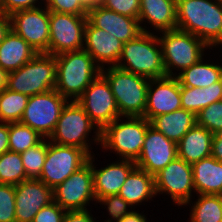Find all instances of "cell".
<instances>
[{"label":"cell","mask_w":222,"mask_h":222,"mask_svg":"<svg viewBox=\"0 0 222 222\" xmlns=\"http://www.w3.org/2000/svg\"><path fill=\"white\" fill-rule=\"evenodd\" d=\"M177 29L200 38L209 49L222 45V0H176Z\"/></svg>","instance_id":"6da1fadb"},{"label":"cell","mask_w":222,"mask_h":222,"mask_svg":"<svg viewBox=\"0 0 222 222\" xmlns=\"http://www.w3.org/2000/svg\"><path fill=\"white\" fill-rule=\"evenodd\" d=\"M55 61V90L70 101H77L101 73V68L84 49L58 54Z\"/></svg>","instance_id":"7a4b0ae2"},{"label":"cell","mask_w":222,"mask_h":222,"mask_svg":"<svg viewBox=\"0 0 222 222\" xmlns=\"http://www.w3.org/2000/svg\"><path fill=\"white\" fill-rule=\"evenodd\" d=\"M116 67L149 80L166 77L158 36L152 32H142L136 38L123 43Z\"/></svg>","instance_id":"3957f363"},{"label":"cell","mask_w":222,"mask_h":222,"mask_svg":"<svg viewBox=\"0 0 222 222\" xmlns=\"http://www.w3.org/2000/svg\"><path fill=\"white\" fill-rule=\"evenodd\" d=\"M121 117H143L147 103L149 79L116 66L102 68Z\"/></svg>","instance_id":"277c9868"},{"label":"cell","mask_w":222,"mask_h":222,"mask_svg":"<svg viewBox=\"0 0 222 222\" xmlns=\"http://www.w3.org/2000/svg\"><path fill=\"white\" fill-rule=\"evenodd\" d=\"M117 118L100 131L101 146L110 151L114 150L119 159L136 161L141 154L145 135L150 125L145 117H124L126 122Z\"/></svg>","instance_id":"5b68a950"},{"label":"cell","mask_w":222,"mask_h":222,"mask_svg":"<svg viewBox=\"0 0 222 222\" xmlns=\"http://www.w3.org/2000/svg\"><path fill=\"white\" fill-rule=\"evenodd\" d=\"M55 84V56L46 53H37L18 70L7 74V88L28 96L55 89Z\"/></svg>","instance_id":"8992f818"},{"label":"cell","mask_w":222,"mask_h":222,"mask_svg":"<svg viewBox=\"0 0 222 222\" xmlns=\"http://www.w3.org/2000/svg\"><path fill=\"white\" fill-rule=\"evenodd\" d=\"M94 129L96 131L93 140L100 144V130L90 120L83 107L77 101H68L62 109L54 132L47 140L58 145L80 148L91 156V144L87 143V138Z\"/></svg>","instance_id":"52a82bcc"},{"label":"cell","mask_w":222,"mask_h":222,"mask_svg":"<svg viewBox=\"0 0 222 222\" xmlns=\"http://www.w3.org/2000/svg\"><path fill=\"white\" fill-rule=\"evenodd\" d=\"M163 63L167 76H175L172 71H182L196 64L209 48L200 38L179 29L160 32ZM173 69V70H172Z\"/></svg>","instance_id":"ba28073f"},{"label":"cell","mask_w":222,"mask_h":222,"mask_svg":"<svg viewBox=\"0 0 222 222\" xmlns=\"http://www.w3.org/2000/svg\"><path fill=\"white\" fill-rule=\"evenodd\" d=\"M68 101L55 89L29 96L20 122L35 130L42 138L49 139Z\"/></svg>","instance_id":"9c48e42d"},{"label":"cell","mask_w":222,"mask_h":222,"mask_svg":"<svg viewBox=\"0 0 222 222\" xmlns=\"http://www.w3.org/2000/svg\"><path fill=\"white\" fill-rule=\"evenodd\" d=\"M87 15L49 11L50 41L47 54L81 50L84 47Z\"/></svg>","instance_id":"30bf717a"},{"label":"cell","mask_w":222,"mask_h":222,"mask_svg":"<svg viewBox=\"0 0 222 222\" xmlns=\"http://www.w3.org/2000/svg\"><path fill=\"white\" fill-rule=\"evenodd\" d=\"M89 157L80 148L58 145L48 140L45 162L38 179L53 189L84 166Z\"/></svg>","instance_id":"8fae6325"},{"label":"cell","mask_w":222,"mask_h":222,"mask_svg":"<svg viewBox=\"0 0 222 222\" xmlns=\"http://www.w3.org/2000/svg\"><path fill=\"white\" fill-rule=\"evenodd\" d=\"M53 200L66 211L87 210L94 193L91 156L88 162L53 188Z\"/></svg>","instance_id":"7c38bea8"},{"label":"cell","mask_w":222,"mask_h":222,"mask_svg":"<svg viewBox=\"0 0 222 222\" xmlns=\"http://www.w3.org/2000/svg\"><path fill=\"white\" fill-rule=\"evenodd\" d=\"M77 102L100 131L121 117L111 87L101 73L84 90Z\"/></svg>","instance_id":"4fadbf2b"},{"label":"cell","mask_w":222,"mask_h":222,"mask_svg":"<svg viewBox=\"0 0 222 222\" xmlns=\"http://www.w3.org/2000/svg\"><path fill=\"white\" fill-rule=\"evenodd\" d=\"M155 193H166L178 206L190 204L195 192L191 164L178 156L154 176Z\"/></svg>","instance_id":"5bb4252c"},{"label":"cell","mask_w":222,"mask_h":222,"mask_svg":"<svg viewBox=\"0 0 222 222\" xmlns=\"http://www.w3.org/2000/svg\"><path fill=\"white\" fill-rule=\"evenodd\" d=\"M44 8V9H43ZM20 10L10 17L11 29L22 37L37 53H46L49 48V10L44 6Z\"/></svg>","instance_id":"9a60e30c"},{"label":"cell","mask_w":222,"mask_h":222,"mask_svg":"<svg viewBox=\"0 0 222 222\" xmlns=\"http://www.w3.org/2000/svg\"><path fill=\"white\" fill-rule=\"evenodd\" d=\"M177 156V143L149 125L141 154L135 164L137 168L155 176Z\"/></svg>","instance_id":"2e32d148"},{"label":"cell","mask_w":222,"mask_h":222,"mask_svg":"<svg viewBox=\"0 0 222 222\" xmlns=\"http://www.w3.org/2000/svg\"><path fill=\"white\" fill-rule=\"evenodd\" d=\"M53 201V189L40 179L23 180L15 186L16 222H33L36 213Z\"/></svg>","instance_id":"e0dca14e"},{"label":"cell","mask_w":222,"mask_h":222,"mask_svg":"<svg viewBox=\"0 0 222 222\" xmlns=\"http://www.w3.org/2000/svg\"><path fill=\"white\" fill-rule=\"evenodd\" d=\"M181 108V87L175 76L149 80L143 117L150 121L156 116L168 114Z\"/></svg>","instance_id":"ac0fdd59"},{"label":"cell","mask_w":222,"mask_h":222,"mask_svg":"<svg viewBox=\"0 0 222 222\" xmlns=\"http://www.w3.org/2000/svg\"><path fill=\"white\" fill-rule=\"evenodd\" d=\"M87 21L126 43L142 33L139 20L121 15L105 7L94 6L87 11Z\"/></svg>","instance_id":"d6986e66"},{"label":"cell","mask_w":222,"mask_h":222,"mask_svg":"<svg viewBox=\"0 0 222 222\" xmlns=\"http://www.w3.org/2000/svg\"><path fill=\"white\" fill-rule=\"evenodd\" d=\"M83 49L88 52L95 63L102 69L107 63L116 66L121 56L123 42L103 29L93 27L88 21L85 25ZM105 63V64H104Z\"/></svg>","instance_id":"ffe728a7"},{"label":"cell","mask_w":222,"mask_h":222,"mask_svg":"<svg viewBox=\"0 0 222 222\" xmlns=\"http://www.w3.org/2000/svg\"><path fill=\"white\" fill-rule=\"evenodd\" d=\"M94 155H91V166L93 173L94 193L96 200L109 195L119 194L122 185L129 173L136 167L135 161L120 159V162H112L106 167L96 169Z\"/></svg>","instance_id":"44dd1931"},{"label":"cell","mask_w":222,"mask_h":222,"mask_svg":"<svg viewBox=\"0 0 222 222\" xmlns=\"http://www.w3.org/2000/svg\"><path fill=\"white\" fill-rule=\"evenodd\" d=\"M138 20L142 32H150L141 26L145 20L155 31L177 29L176 0H140Z\"/></svg>","instance_id":"7402d4cb"},{"label":"cell","mask_w":222,"mask_h":222,"mask_svg":"<svg viewBox=\"0 0 222 222\" xmlns=\"http://www.w3.org/2000/svg\"><path fill=\"white\" fill-rule=\"evenodd\" d=\"M213 133L195 124L177 143L178 157L193 164L211 156Z\"/></svg>","instance_id":"603a6c76"},{"label":"cell","mask_w":222,"mask_h":222,"mask_svg":"<svg viewBox=\"0 0 222 222\" xmlns=\"http://www.w3.org/2000/svg\"><path fill=\"white\" fill-rule=\"evenodd\" d=\"M37 52L12 29L0 43V67L7 73L18 70Z\"/></svg>","instance_id":"cb8c5ba5"},{"label":"cell","mask_w":222,"mask_h":222,"mask_svg":"<svg viewBox=\"0 0 222 222\" xmlns=\"http://www.w3.org/2000/svg\"><path fill=\"white\" fill-rule=\"evenodd\" d=\"M191 166L196 194L222 193V162L209 156Z\"/></svg>","instance_id":"d4e9b609"},{"label":"cell","mask_w":222,"mask_h":222,"mask_svg":"<svg viewBox=\"0 0 222 222\" xmlns=\"http://www.w3.org/2000/svg\"><path fill=\"white\" fill-rule=\"evenodd\" d=\"M195 124L196 115L182 108L156 116L150 120V125L153 128L175 143H178Z\"/></svg>","instance_id":"484cf974"},{"label":"cell","mask_w":222,"mask_h":222,"mask_svg":"<svg viewBox=\"0 0 222 222\" xmlns=\"http://www.w3.org/2000/svg\"><path fill=\"white\" fill-rule=\"evenodd\" d=\"M132 207L156 196L154 176L135 167L127 176L118 194Z\"/></svg>","instance_id":"4316f807"},{"label":"cell","mask_w":222,"mask_h":222,"mask_svg":"<svg viewBox=\"0 0 222 222\" xmlns=\"http://www.w3.org/2000/svg\"><path fill=\"white\" fill-rule=\"evenodd\" d=\"M178 74L175 77L178 79L180 87H209L222 79V66L204 63L202 57L196 64Z\"/></svg>","instance_id":"83f0119b"},{"label":"cell","mask_w":222,"mask_h":222,"mask_svg":"<svg viewBox=\"0 0 222 222\" xmlns=\"http://www.w3.org/2000/svg\"><path fill=\"white\" fill-rule=\"evenodd\" d=\"M221 98L222 79L209 87H181L182 109L191 111L195 115L212 103L221 101Z\"/></svg>","instance_id":"f1b7e54d"},{"label":"cell","mask_w":222,"mask_h":222,"mask_svg":"<svg viewBox=\"0 0 222 222\" xmlns=\"http://www.w3.org/2000/svg\"><path fill=\"white\" fill-rule=\"evenodd\" d=\"M194 203L190 222H222V204L218 195L200 194Z\"/></svg>","instance_id":"f546056e"},{"label":"cell","mask_w":222,"mask_h":222,"mask_svg":"<svg viewBox=\"0 0 222 222\" xmlns=\"http://www.w3.org/2000/svg\"><path fill=\"white\" fill-rule=\"evenodd\" d=\"M29 96L8 88L0 92V122H20Z\"/></svg>","instance_id":"4dcf8cb0"},{"label":"cell","mask_w":222,"mask_h":222,"mask_svg":"<svg viewBox=\"0 0 222 222\" xmlns=\"http://www.w3.org/2000/svg\"><path fill=\"white\" fill-rule=\"evenodd\" d=\"M26 179L20 153L7 151L0 155V183L16 186Z\"/></svg>","instance_id":"1f68e13d"},{"label":"cell","mask_w":222,"mask_h":222,"mask_svg":"<svg viewBox=\"0 0 222 222\" xmlns=\"http://www.w3.org/2000/svg\"><path fill=\"white\" fill-rule=\"evenodd\" d=\"M42 139L35 130L21 122L9 123V151L22 153Z\"/></svg>","instance_id":"d6a6232c"},{"label":"cell","mask_w":222,"mask_h":222,"mask_svg":"<svg viewBox=\"0 0 222 222\" xmlns=\"http://www.w3.org/2000/svg\"><path fill=\"white\" fill-rule=\"evenodd\" d=\"M48 149V141L42 139L37 145L20 153L27 178L38 179L42 173Z\"/></svg>","instance_id":"836d02e7"},{"label":"cell","mask_w":222,"mask_h":222,"mask_svg":"<svg viewBox=\"0 0 222 222\" xmlns=\"http://www.w3.org/2000/svg\"><path fill=\"white\" fill-rule=\"evenodd\" d=\"M196 124L213 134L222 132V100L203 108L196 115Z\"/></svg>","instance_id":"e575fe53"},{"label":"cell","mask_w":222,"mask_h":222,"mask_svg":"<svg viewBox=\"0 0 222 222\" xmlns=\"http://www.w3.org/2000/svg\"><path fill=\"white\" fill-rule=\"evenodd\" d=\"M0 222H16L14 185L0 183Z\"/></svg>","instance_id":"d590c367"},{"label":"cell","mask_w":222,"mask_h":222,"mask_svg":"<svg viewBox=\"0 0 222 222\" xmlns=\"http://www.w3.org/2000/svg\"><path fill=\"white\" fill-rule=\"evenodd\" d=\"M96 202H100V204L104 206L106 205L109 213L108 215L116 222L132 212L128 209V207L132 209V206L118 194L98 198Z\"/></svg>","instance_id":"8d00e7d4"},{"label":"cell","mask_w":222,"mask_h":222,"mask_svg":"<svg viewBox=\"0 0 222 222\" xmlns=\"http://www.w3.org/2000/svg\"><path fill=\"white\" fill-rule=\"evenodd\" d=\"M46 8L52 12L87 15L88 8L82 0H44Z\"/></svg>","instance_id":"74e56055"},{"label":"cell","mask_w":222,"mask_h":222,"mask_svg":"<svg viewBox=\"0 0 222 222\" xmlns=\"http://www.w3.org/2000/svg\"><path fill=\"white\" fill-rule=\"evenodd\" d=\"M102 6L124 16L139 17L140 0H104Z\"/></svg>","instance_id":"f35d334b"},{"label":"cell","mask_w":222,"mask_h":222,"mask_svg":"<svg viewBox=\"0 0 222 222\" xmlns=\"http://www.w3.org/2000/svg\"><path fill=\"white\" fill-rule=\"evenodd\" d=\"M65 213L66 210L53 201L36 213L33 222H63Z\"/></svg>","instance_id":"ab89813d"},{"label":"cell","mask_w":222,"mask_h":222,"mask_svg":"<svg viewBox=\"0 0 222 222\" xmlns=\"http://www.w3.org/2000/svg\"><path fill=\"white\" fill-rule=\"evenodd\" d=\"M38 0H0V10L10 16L12 13L20 10L37 8Z\"/></svg>","instance_id":"60d3db41"},{"label":"cell","mask_w":222,"mask_h":222,"mask_svg":"<svg viewBox=\"0 0 222 222\" xmlns=\"http://www.w3.org/2000/svg\"><path fill=\"white\" fill-rule=\"evenodd\" d=\"M63 222H96L87 210L66 211Z\"/></svg>","instance_id":"b9f144b4"},{"label":"cell","mask_w":222,"mask_h":222,"mask_svg":"<svg viewBox=\"0 0 222 222\" xmlns=\"http://www.w3.org/2000/svg\"><path fill=\"white\" fill-rule=\"evenodd\" d=\"M9 151V123H0V155Z\"/></svg>","instance_id":"7bdbcfd3"},{"label":"cell","mask_w":222,"mask_h":222,"mask_svg":"<svg viewBox=\"0 0 222 222\" xmlns=\"http://www.w3.org/2000/svg\"><path fill=\"white\" fill-rule=\"evenodd\" d=\"M211 156L222 162V132L213 135Z\"/></svg>","instance_id":"ee69618b"},{"label":"cell","mask_w":222,"mask_h":222,"mask_svg":"<svg viewBox=\"0 0 222 222\" xmlns=\"http://www.w3.org/2000/svg\"><path fill=\"white\" fill-rule=\"evenodd\" d=\"M11 29L10 17L0 10V43Z\"/></svg>","instance_id":"f6af8a7d"},{"label":"cell","mask_w":222,"mask_h":222,"mask_svg":"<svg viewBox=\"0 0 222 222\" xmlns=\"http://www.w3.org/2000/svg\"><path fill=\"white\" fill-rule=\"evenodd\" d=\"M112 220L113 219H108L106 222H113ZM117 222H147V220L145 218V215L137 213L136 211H132Z\"/></svg>","instance_id":"bcb514c9"},{"label":"cell","mask_w":222,"mask_h":222,"mask_svg":"<svg viewBox=\"0 0 222 222\" xmlns=\"http://www.w3.org/2000/svg\"><path fill=\"white\" fill-rule=\"evenodd\" d=\"M7 72L0 67V92L7 88Z\"/></svg>","instance_id":"7dc6e473"},{"label":"cell","mask_w":222,"mask_h":222,"mask_svg":"<svg viewBox=\"0 0 222 222\" xmlns=\"http://www.w3.org/2000/svg\"><path fill=\"white\" fill-rule=\"evenodd\" d=\"M85 6L89 9L94 6H101L104 0H82Z\"/></svg>","instance_id":"c3c4849f"},{"label":"cell","mask_w":222,"mask_h":222,"mask_svg":"<svg viewBox=\"0 0 222 222\" xmlns=\"http://www.w3.org/2000/svg\"><path fill=\"white\" fill-rule=\"evenodd\" d=\"M218 196H219L221 204H222V193L218 194Z\"/></svg>","instance_id":"681fc988"}]
</instances>
